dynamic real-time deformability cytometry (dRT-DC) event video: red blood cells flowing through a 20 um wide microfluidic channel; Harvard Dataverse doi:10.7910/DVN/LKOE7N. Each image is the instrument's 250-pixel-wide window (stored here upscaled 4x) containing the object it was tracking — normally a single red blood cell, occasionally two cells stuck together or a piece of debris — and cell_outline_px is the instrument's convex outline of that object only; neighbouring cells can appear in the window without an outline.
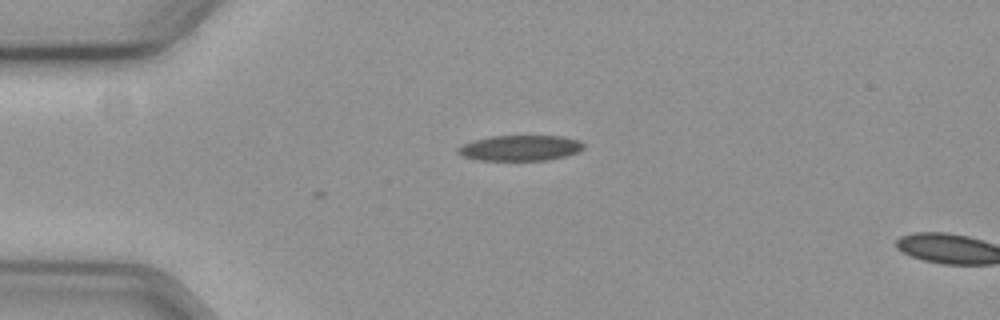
{"species": "common noctule bat (a hibernating species)", "species_latin": "Nyctalus noctula", "temperature_condition": "cold", "stored_images_in_passage": 3, "camera_frame_rate_fps": 3000, "um_per_image_px": 0.085, "animal": {"sex": "female", "body_mass_g": 19.3, "forearm_length_mm": 54.1}, "frame": {"image": 1, "passage_image": 3, "time_ms": 0.667, "image_size_px": [1000, 320], "cell_outline_px": [[584, 148], [576, 152], [564, 156], [548, 160], [476, 160], [464, 156], [456, 152], [456, 148], [464, 144], [476, 140], [492, 136], [560, 136], [580, 140], [584, 144]], "centroid_in_image_um": [44.22, 12.58], "position_along_channel_um": 40.8, "area_um2": 18.55}}